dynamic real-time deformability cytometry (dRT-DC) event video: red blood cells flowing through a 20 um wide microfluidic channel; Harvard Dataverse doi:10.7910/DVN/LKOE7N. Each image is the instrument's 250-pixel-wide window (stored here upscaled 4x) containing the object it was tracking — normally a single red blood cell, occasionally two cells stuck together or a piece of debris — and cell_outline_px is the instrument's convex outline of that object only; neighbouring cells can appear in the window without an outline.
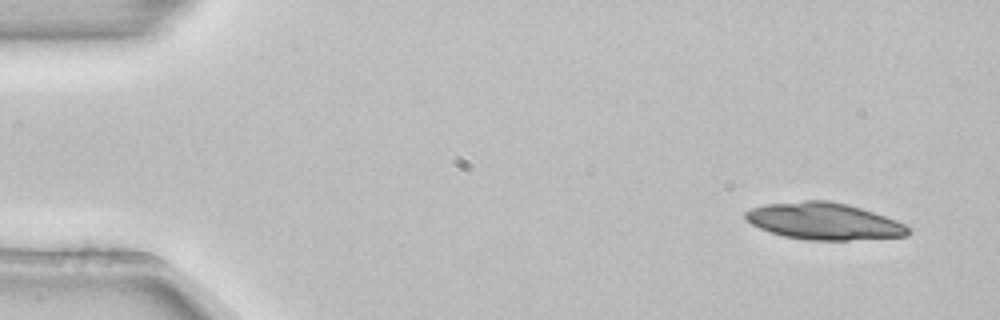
{"species": "common noctule bat (a hibernating species)", "species_latin": "Nyctalus noctula", "temperature_condition": "room temperature", "stored_images_in_passage": 4, "camera_frame_rate_fps": 3000, "um_per_image_px": 0.085, "animal": {"sex": "female", "body_mass_g": 22.7, "forearm_length_mm": 54.2}, "frame": {"image": 1, "passage_image": 1, "time_ms": 0.0, "image_size_px": [1000, 320], "cell_outline_px": [[912, 232], [908, 236], [848, 240], [808, 240], [784, 236], [760, 228], [752, 224], [744, 216], [744, 212], [752, 208], [764, 204], [804, 200], [828, 200], [848, 204], [896, 220], [912, 228]], "centroid_in_image_um": [70.06, 18.8], "position_along_channel_um": 14.9, "area_um2": 34.91}}
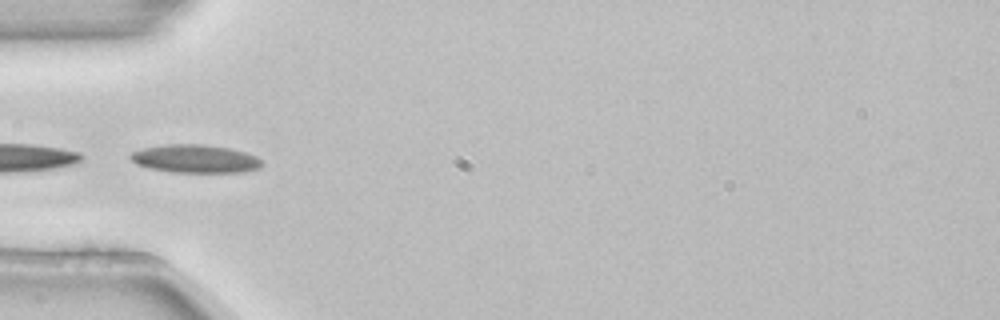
{"frame": {"image": 2, "passage_image": 4, "time_ms": 1.0, "image_size_px": [1000, 320], "cell_outline_px": [[264, 164], [260, 168], [244, 172], [172, 172], [148, 168], [136, 164], [128, 156], [132, 152], [144, 148], [164, 144], [204, 144], [228, 148], [244, 152], [256, 156], [264, 160]], "centroid_in_image_um": [16.62, 13.5], "position_along_channel_um": 68.4, "area_um2": 21.73}}